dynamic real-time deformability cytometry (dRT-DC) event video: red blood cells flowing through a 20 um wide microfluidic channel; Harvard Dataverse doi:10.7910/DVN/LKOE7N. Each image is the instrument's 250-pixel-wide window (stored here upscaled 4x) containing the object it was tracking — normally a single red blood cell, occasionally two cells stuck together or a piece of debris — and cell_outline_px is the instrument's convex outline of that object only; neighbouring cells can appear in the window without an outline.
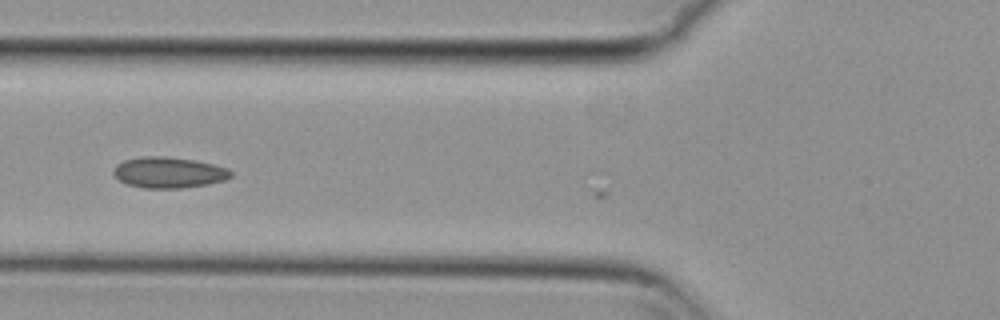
{"species": "common noctule bat (a hibernating species)", "species_latin": "Nyctalus noctula", "temperature_condition": "cold", "stored_images_in_passage": 3, "camera_frame_rate_fps": 3000, "um_per_image_px": 0.085, "animal": {"sex": "female", "body_mass_g": 29.2, "forearm_length_mm": 56.3}, "frame": {"image": 1, "passage_image": 2, "time_ms": 0.333, "image_size_px": [1000, 320], "cell_outline_px": [[232, 176], [224, 180], [208, 184], [180, 188], [144, 188], [128, 184], [120, 180], [112, 172], [116, 164], [124, 160], [140, 156], [164, 156], [196, 160], [228, 168], [232, 172]], "centroid_in_image_um": [14.34, 14.65], "position_along_channel_um": 111.5, "area_um2": 21.15}}